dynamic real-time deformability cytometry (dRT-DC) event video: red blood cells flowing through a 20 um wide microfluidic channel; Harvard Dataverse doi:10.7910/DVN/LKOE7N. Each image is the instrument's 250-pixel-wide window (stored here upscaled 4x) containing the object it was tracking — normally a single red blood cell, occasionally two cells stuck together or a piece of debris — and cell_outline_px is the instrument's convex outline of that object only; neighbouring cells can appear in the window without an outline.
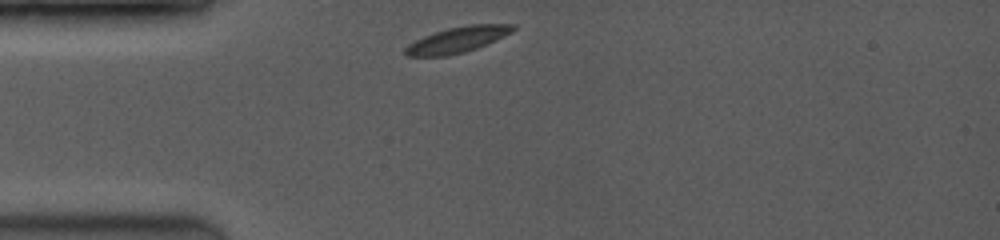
{"species": "common noctule bat (a hibernating species)", "species_latin": "Nyctalus noctula", "temperature_condition": "room temperature", "stored_images_in_passage": 36, "camera_frame_rate_fps": 3500, "um_per_image_px": 0.085, "animal": {"sex": "female", "body_mass_g": 19.0, "forearm_length_mm": 53.3}, "frame": {"image": 1, "passage_image": 1, "time_ms": 0.0, "image_size_px": [1000, 240], "cell_outline_px": [[516, 28], [512, 32], [504, 36], [476, 48], [464, 52], [448, 56], [408, 56], [404, 52], [404, 48], [408, 44], [424, 36], [448, 28], [472, 24], [516, 24]], "centroid_in_image_um": [38.89, 3.37], "position_along_channel_um": 46.1, "area_um2": 16.01}}
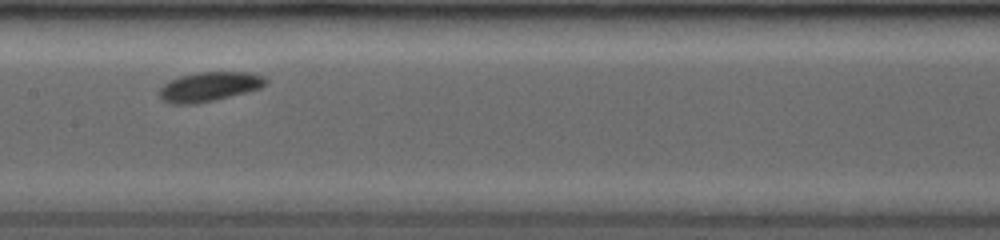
{"frame": {"image": 2, "passage_image": 15, "time_ms": 4.0, "image_size_px": [1000, 240], "cell_outline_px": [[268, 80], [260, 88], [196, 104], [172, 104], [164, 100], [160, 96], [160, 88], [168, 80], [180, 76], [200, 72], [252, 72], [264, 76]], "centroid_in_image_um": [17.77, 7.35], "position_along_channel_um": 189.6, "area_um2": 17.98}}
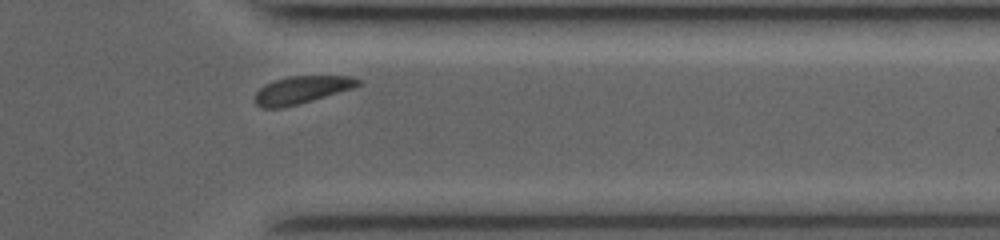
{"frame": {"image": 3, "passage_image": 32, "time_ms": 8.857, "image_size_px": [1000, 240], "cell_outline_px": [[360, 84], [352, 88], [312, 100], [284, 108], [264, 108], [256, 104], [256, 92], [264, 84], [288, 76], [352, 76], [360, 80]], "centroid_in_image_um": [25.62, 7.63], "position_along_channel_um": 385.8, "area_um2": 16.3}, "authors_computed_cell_mechanics": {"area_um2": 17.2822, "velocity_mm_per_s": 4.0085, "shape_relaxation_time_tau1_ms": 0.6319, "shape_relaxation_time_tau2_ms": null, "deformation_change_tau1": 0.0645, "deformation_change_tau2": null}}